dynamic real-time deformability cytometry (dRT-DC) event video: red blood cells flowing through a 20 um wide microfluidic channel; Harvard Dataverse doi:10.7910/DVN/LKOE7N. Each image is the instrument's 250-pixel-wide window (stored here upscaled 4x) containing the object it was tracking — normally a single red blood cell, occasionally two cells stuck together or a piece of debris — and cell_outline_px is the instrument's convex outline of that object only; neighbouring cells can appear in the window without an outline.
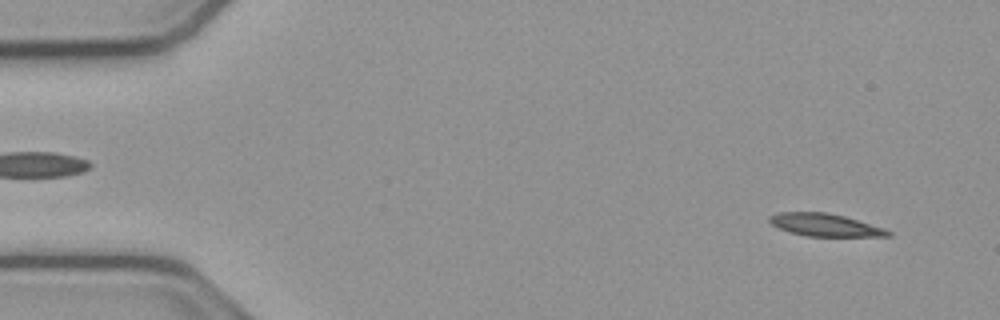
{"species": "common noctule bat (a hibernating species)", "species_latin": "Nyctalus noctula", "temperature_condition": "cold", "stored_images_in_passage": 52, "camera_frame_rate_fps": 3000, "um_per_image_px": 0.085, "animal": {"sex": "male", "body_mass_g": 23.1, "forearm_length_mm": 52.7}, "frame": {"image": 1, "passage_image": 3, "time_ms": 0.667, "image_size_px": [1000, 320], "cell_outline_px": [[892, 236], [804, 236], [788, 232], [772, 224], [768, 220], [768, 216], [776, 212], [828, 212], [844, 216], [884, 228], [892, 232]], "centroid_in_image_um": [70.09, 19.11], "position_along_channel_um": 14.9, "area_um2": 15.66}}
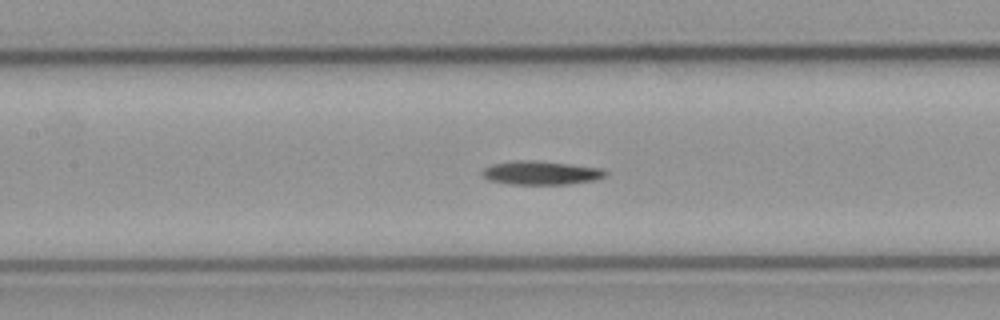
{"frame": {"image": 2, "passage_image": 23, "time_ms": 7.333, "image_size_px": [1000, 320], "cell_outline_px": [[608, 172], [604, 176], [596, 180], [568, 184], [508, 184], [488, 180], [480, 176], [480, 172], [484, 168], [492, 164], [512, 160], [536, 160], [600, 168]], "centroid_in_image_um": [45.9, 14.69], "position_along_channel_um": 161.5, "area_um2": 17.17}}
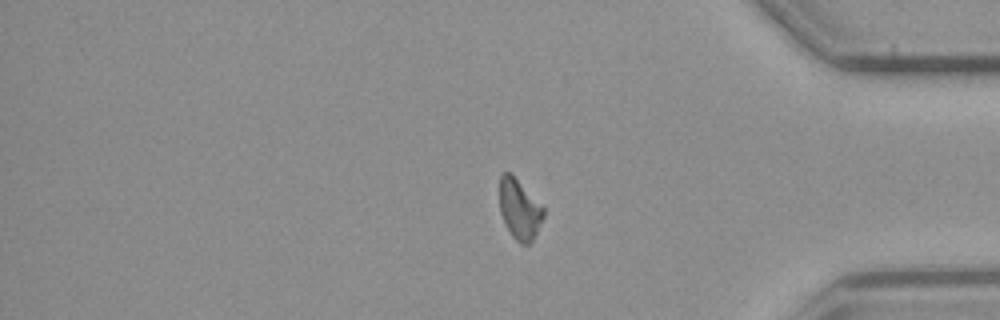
{"frame": {"image": 3, "passage_image": 43, "time_ms": 14.0, "image_size_px": [1000, 320], "cell_outline_px": [[544, 216], [532, 240], [528, 244], [520, 244], [512, 236], [500, 212], [500, 172], [512, 172], [544, 208]], "centroid_in_image_um": [44.15, 17.74], "position_along_channel_um": 391.1, "area_um2": 15.32}, "authors_computed_cell_mechanics": {"area_um2": 16.3574, "velocity_mm_per_s": 3.8119, "shape_relaxation_time_tau1_ms": 8.2901, "shape_relaxation_time_tau2_ms": null, "deformation_change_tau1": 0.1746, "deformation_change_tau2": null}}